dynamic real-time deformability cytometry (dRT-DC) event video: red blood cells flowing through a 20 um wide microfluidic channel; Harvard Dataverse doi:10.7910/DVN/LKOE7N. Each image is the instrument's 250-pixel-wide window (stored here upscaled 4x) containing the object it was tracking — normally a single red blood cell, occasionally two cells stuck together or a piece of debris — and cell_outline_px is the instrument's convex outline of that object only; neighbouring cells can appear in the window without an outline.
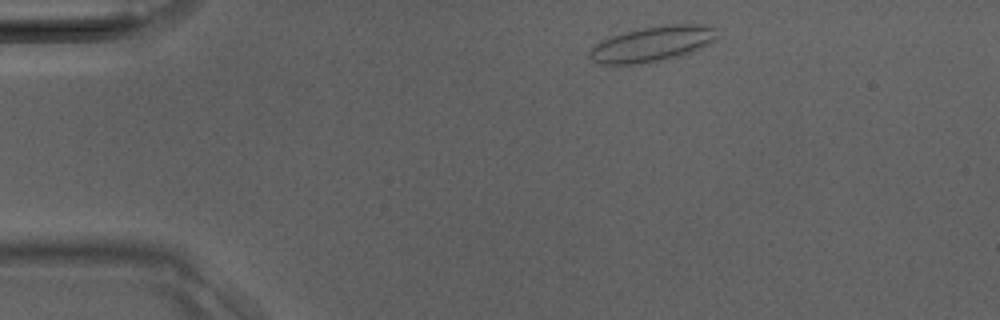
{"species": "Egyptian fruit bat (a non-hibernating species)", "species_latin": "Rousettus aegyptiacus", "temperature_condition": "room temperature", "stored_images_in_passage": 34, "camera_frame_rate_fps": 3000, "um_per_image_px": 0.085, "animal": {"sex": "male"}, "frame": {"image": 1, "passage_image": 2, "time_ms": 0.333, "image_size_px": [1000, 320], "cell_outline_px": [[716, 40], [692, 52], [680, 56], [660, 60], [636, 64], [600, 64], [592, 60], [588, 56], [588, 52], [616, 24], [696, 24], [716, 28]], "centroid_in_image_um": [55.25, 3.63], "position_along_channel_um": 29.8, "area_um2": 28.38}}
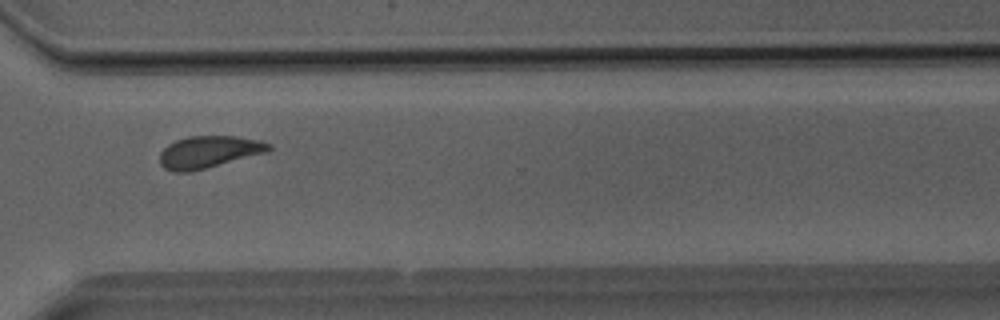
{"frame": {"image": 2, "passage_image": 24, "time_ms": 7.667, "image_size_px": [1000, 320], "cell_outline_px": [[272, 148], [268, 152], [192, 172], [172, 172], [164, 168], [160, 164], [160, 152], [168, 144], [176, 140], [188, 136], [236, 136], [260, 140], [272, 144]], "centroid_in_image_um": [17.76, 12.92], "position_along_channel_um": 352.8, "area_um2": 20.63}}
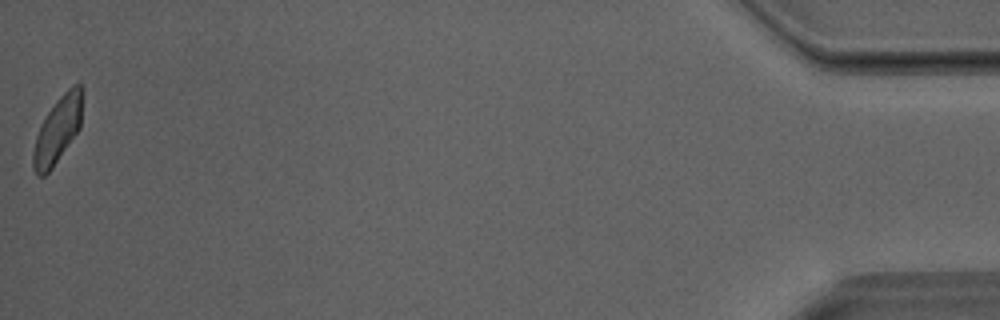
{"frame": {"image": 3, "passage_image": 34, "time_ms": 11.0, "image_size_px": [1000, 320], "cell_outline_px": [[84, 92], [80, 128], [52, 168], [44, 176], [36, 176], [32, 168], [32, 152], [36, 136], [40, 124], [56, 100], [72, 84], [80, 84]], "centroid_in_image_um": [4.9, 11.03], "position_along_channel_um": 430.3, "area_um2": 19.31}}